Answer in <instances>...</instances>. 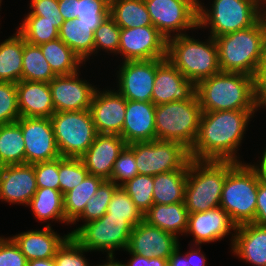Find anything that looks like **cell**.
Wrapping results in <instances>:
<instances>
[{
  "instance_id": "cell-10",
  "label": "cell",
  "mask_w": 266,
  "mask_h": 266,
  "mask_svg": "<svg viewBox=\"0 0 266 266\" xmlns=\"http://www.w3.org/2000/svg\"><path fill=\"white\" fill-rule=\"evenodd\" d=\"M133 226L124 217H106L86 222L70 235L88 251H107L113 255L117 249L126 250Z\"/></svg>"
},
{
  "instance_id": "cell-42",
  "label": "cell",
  "mask_w": 266,
  "mask_h": 266,
  "mask_svg": "<svg viewBox=\"0 0 266 266\" xmlns=\"http://www.w3.org/2000/svg\"><path fill=\"white\" fill-rule=\"evenodd\" d=\"M121 28L108 15L103 22L94 30V53L99 50L118 53L120 44Z\"/></svg>"
},
{
  "instance_id": "cell-61",
  "label": "cell",
  "mask_w": 266,
  "mask_h": 266,
  "mask_svg": "<svg viewBox=\"0 0 266 266\" xmlns=\"http://www.w3.org/2000/svg\"><path fill=\"white\" fill-rule=\"evenodd\" d=\"M105 1H106L108 4H110L112 0H105Z\"/></svg>"
},
{
  "instance_id": "cell-15",
  "label": "cell",
  "mask_w": 266,
  "mask_h": 266,
  "mask_svg": "<svg viewBox=\"0 0 266 266\" xmlns=\"http://www.w3.org/2000/svg\"><path fill=\"white\" fill-rule=\"evenodd\" d=\"M117 90L126 100L151 102L156 74V59L123 61Z\"/></svg>"
},
{
  "instance_id": "cell-17",
  "label": "cell",
  "mask_w": 266,
  "mask_h": 266,
  "mask_svg": "<svg viewBox=\"0 0 266 266\" xmlns=\"http://www.w3.org/2000/svg\"><path fill=\"white\" fill-rule=\"evenodd\" d=\"M195 92L196 85L167 58L156 59V74L151 98L154 105L188 100Z\"/></svg>"
},
{
  "instance_id": "cell-3",
  "label": "cell",
  "mask_w": 266,
  "mask_h": 266,
  "mask_svg": "<svg viewBox=\"0 0 266 266\" xmlns=\"http://www.w3.org/2000/svg\"><path fill=\"white\" fill-rule=\"evenodd\" d=\"M222 72L255 76L266 39V14L253 26L214 38Z\"/></svg>"
},
{
  "instance_id": "cell-28",
  "label": "cell",
  "mask_w": 266,
  "mask_h": 266,
  "mask_svg": "<svg viewBox=\"0 0 266 266\" xmlns=\"http://www.w3.org/2000/svg\"><path fill=\"white\" fill-rule=\"evenodd\" d=\"M187 176L188 162L181 169L154 175V204L168 205L177 202H184Z\"/></svg>"
},
{
  "instance_id": "cell-25",
  "label": "cell",
  "mask_w": 266,
  "mask_h": 266,
  "mask_svg": "<svg viewBox=\"0 0 266 266\" xmlns=\"http://www.w3.org/2000/svg\"><path fill=\"white\" fill-rule=\"evenodd\" d=\"M47 224L42 230H31L16 234L11 238L18 245L28 261L53 258L57 250L71 236L70 233L60 236Z\"/></svg>"
},
{
  "instance_id": "cell-31",
  "label": "cell",
  "mask_w": 266,
  "mask_h": 266,
  "mask_svg": "<svg viewBox=\"0 0 266 266\" xmlns=\"http://www.w3.org/2000/svg\"><path fill=\"white\" fill-rule=\"evenodd\" d=\"M44 58L56 76L79 72L82 59L60 38L39 45Z\"/></svg>"
},
{
  "instance_id": "cell-8",
  "label": "cell",
  "mask_w": 266,
  "mask_h": 266,
  "mask_svg": "<svg viewBox=\"0 0 266 266\" xmlns=\"http://www.w3.org/2000/svg\"><path fill=\"white\" fill-rule=\"evenodd\" d=\"M201 115L196 93L188 100L156 105V140L178 142L190 151L198 136Z\"/></svg>"
},
{
  "instance_id": "cell-4",
  "label": "cell",
  "mask_w": 266,
  "mask_h": 266,
  "mask_svg": "<svg viewBox=\"0 0 266 266\" xmlns=\"http://www.w3.org/2000/svg\"><path fill=\"white\" fill-rule=\"evenodd\" d=\"M234 161H188L184 203L189 214L220 207L221 192Z\"/></svg>"
},
{
  "instance_id": "cell-2",
  "label": "cell",
  "mask_w": 266,
  "mask_h": 266,
  "mask_svg": "<svg viewBox=\"0 0 266 266\" xmlns=\"http://www.w3.org/2000/svg\"><path fill=\"white\" fill-rule=\"evenodd\" d=\"M202 112L257 110L254 77L243 73L219 72L196 84Z\"/></svg>"
},
{
  "instance_id": "cell-24",
  "label": "cell",
  "mask_w": 266,
  "mask_h": 266,
  "mask_svg": "<svg viewBox=\"0 0 266 266\" xmlns=\"http://www.w3.org/2000/svg\"><path fill=\"white\" fill-rule=\"evenodd\" d=\"M234 232L233 254L253 266H266V226L248 223L236 226Z\"/></svg>"
},
{
  "instance_id": "cell-5",
  "label": "cell",
  "mask_w": 266,
  "mask_h": 266,
  "mask_svg": "<svg viewBox=\"0 0 266 266\" xmlns=\"http://www.w3.org/2000/svg\"><path fill=\"white\" fill-rule=\"evenodd\" d=\"M166 58L195 85L221 72L218 47L212 36L206 42L188 34L173 36L167 39Z\"/></svg>"
},
{
  "instance_id": "cell-26",
  "label": "cell",
  "mask_w": 266,
  "mask_h": 266,
  "mask_svg": "<svg viewBox=\"0 0 266 266\" xmlns=\"http://www.w3.org/2000/svg\"><path fill=\"white\" fill-rule=\"evenodd\" d=\"M16 90L20 117L50 118L55 113L49 83L21 80Z\"/></svg>"
},
{
  "instance_id": "cell-6",
  "label": "cell",
  "mask_w": 266,
  "mask_h": 266,
  "mask_svg": "<svg viewBox=\"0 0 266 266\" xmlns=\"http://www.w3.org/2000/svg\"><path fill=\"white\" fill-rule=\"evenodd\" d=\"M258 184L259 172L254 164L237 162L228 171L220 207L236 226L254 222Z\"/></svg>"
},
{
  "instance_id": "cell-27",
  "label": "cell",
  "mask_w": 266,
  "mask_h": 266,
  "mask_svg": "<svg viewBox=\"0 0 266 266\" xmlns=\"http://www.w3.org/2000/svg\"><path fill=\"white\" fill-rule=\"evenodd\" d=\"M189 212L184 202L174 204H153L144 214V221L149 225L158 227L176 237L187 231Z\"/></svg>"
},
{
  "instance_id": "cell-29",
  "label": "cell",
  "mask_w": 266,
  "mask_h": 266,
  "mask_svg": "<svg viewBox=\"0 0 266 266\" xmlns=\"http://www.w3.org/2000/svg\"><path fill=\"white\" fill-rule=\"evenodd\" d=\"M99 25H85L76 20H64L59 38L71 48L83 62L94 53V30Z\"/></svg>"
},
{
  "instance_id": "cell-35",
  "label": "cell",
  "mask_w": 266,
  "mask_h": 266,
  "mask_svg": "<svg viewBox=\"0 0 266 266\" xmlns=\"http://www.w3.org/2000/svg\"><path fill=\"white\" fill-rule=\"evenodd\" d=\"M0 163L25 164V145L21 127L15 122L0 125Z\"/></svg>"
},
{
  "instance_id": "cell-14",
  "label": "cell",
  "mask_w": 266,
  "mask_h": 266,
  "mask_svg": "<svg viewBox=\"0 0 266 266\" xmlns=\"http://www.w3.org/2000/svg\"><path fill=\"white\" fill-rule=\"evenodd\" d=\"M16 123L23 134L25 163L35 164L60 157L50 118L20 117Z\"/></svg>"
},
{
  "instance_id": "cell-18",
  "label": "cell",
  "mask_w": 266,
  "mask_h": 266,
  "mask_svg": "<svg viewBox=\"0 0 266 266\" xmlns=\"http://www.w3.org/2000/svg\"><path fill=\"white\" fill-rule=\"evenodd\" d=\"M89 110L97 133L121 135L126 99L117 90L96 89Z\"/></svg>"
},
{
  "instance_id": "cell-20",
  "label": "cell",
  "mask_w": 266,
  "mask_h": 266,
  "mask_svg": "<svg viewBox=\"0 0 266 266\" xmlns=\"http://www.w3.org/2000/svg\"><path fill=\"white\" fill-rule=\"evenodd\" d=\"M127 145L119 135L97 133L94 142L80 159L89 174L110 180L115 160Z\"/></svg>"
},
{
  "instance_id": "cell-46",
  "label": "cell",
  "mask_w": 266,
  "mask_h": 266,
  "mask_svg": "<svg viewBox=\"0 0 266 266\" xmlns=\"http://www.w3.org/2000/svg\"><path fill=\"white\" fill-rule=\"evenodd\" d=\"M84 252L89 251L70 236L57 250L53 259L56 266H91L86 261Z\"/></svg>"
},
{
  "instance_id": "cell-56",
  "label": "cell",
  "mask_w": 266,
  "mask_h": 266,
  "mask_svg": "<svg viewBox=\"0 0 266 266\" xmlns=\"http://www.w3.org/2000/svg\"><path fill=\"white\" fill-rule=\"evenodd\" d=\"M27 266H56V264L53 258H48L28 261Z\"/></svg>"
},
{
  "instance_id": "cell-47",
  "label": "cell",
  "mask_w": 266,
  "mask_h": 266,
  "mask_svg": "<svg viewBox=\"0 0 266 266\" xmlns=\"http://www.w3.org/2000/svg\"><path fill=\"white\" fill-rule=\"evenodd\" d=\"M37 188L60 190L59 158L34 164Z\"/></svg>"
},
{
  "instance_id": "cell-1",
  "label": "cell",
  "mask_w": 266,
  "mask_h": 266,
  "mask_svg": "<svg viewBox=\"0 0 266 266\" xmlns=\"http://www.w3.org/2000/svg\"><path fill=\"white\" fill-rule=\"evenodd\" d=\"M257 110L202 112L199 132L189 151L190 159L234 161L249 120Z\"/></svg>"
},
{
  "instance_id": "cell-12",
  "label": "cell",
  "mask_w": 266,
  "mask_h": 266,
  "mask_svg": "<svg viewBox=\"0 0 266 266\" xmlns=\"http://www.w3.org/2000/svg\"><path fill=\"white\" fill-rule=\"evenodd\" d=\"M199 0H144L152 24L167 39L198 28ZM179 32V33H178Z\"/></svg>"
},
{
  "instance_id": "cell-43",
  "label": "cell",
  "mask_w": 266,
  "mask_h": 266,
  "mask_svg": "<svg viewBox=\"0 0 266 266\" xmlns=\"http://www.w3.org/2000/svg\"><path fill=\"white\" fill-rule=\"evenodd\" d=\"M109 15V4L105 0H77L76 23L100 25Z\"/></svg>"
},
{
  "instance_id": "cell-60",
  "label": "cell",
  "mask_w": 266,
  "mask_h": 266,
  "mask_svg": "<svg viewBox=\"0 0 266 266\" xmlns=\"http://www.w3.org/2000/svg\"><path fill=\"white\" fill-rule=\"evenodd\" d=\"M2 168H3V165L0 163V175H1Z\"/></svg>"
},
{
  "instance_id": "cell-41",
  "label": "cell",
  "mask_w": 266,
  "mask_h": 266,
  "mask_svg": "<svg viewBox=\"0 0 266 266\" xmlns=\"http://www.w3.org/2000/svg\"><path fill=\"white\" fill-rule=\"evenodd\" d=\"M88 174L80 158L59 157V184L63 195L79 185Z\"/></svg>"
},
{
  "instance_id": "cell-52",
  "label": "cell",
  "mask_w": 266,
  "mask_h": 266,
  "mask_svg": "<svg viewBox=\"0 0 266 266\" xmlns=\"http://www.w3.org/2000/svg\"><path fill=\"white\" fill-rule=\"evenodd\" d=\"M131 255V259L124 266H168L167 259L150 257L147 258L143 255L134 254L127 251Z\"/></svg>"
},
{
  "instance_id": "cell-34",
  "label": "cell",
  "mask_w": 266,
  "mask_h": 266,
  "mask_svg": "<svg viewBox=\"0 0 266 266\" xmlns=\"http://www.w3.org/2000/svg\"><path fill=\"white\" fill-rule=\"evenodd\" d=\"M105 180L88 174L75 188L63 195L66 220L75 224V220L83 213L87 201L96 193Z\"/></svg>"
},
{
  "instance_id": "cell-16",
  "label": "cell",
  "mask_w": 266,
  "mask_h": 266,
  "mask_svg": "<svg viewBox=\"0 0 266 266\" xmlns=\"http://www.w3.org/2000/svg\"><path fill=\"white\" fill-rule=\"evenodd\" d=\"M79 76L78 72L59 75L49 82L55 112L90 109L97 88Z\"/></svg>"
},
{
  "instance_id": "cell-30",
  "label": "cell",
  "mask_w": 266,
  "mask_h": 266,
  "mask_svg": "<svg viewBox=\"0 0 266 266\" xmlns=\"http://www.w3.org/2000/svg\"><path fill=\"white\" fill-rule=\"evenodd\" d=\"M24 38L16 33L0 42V82L18 83L22 80Z\"/></svg>"
},
{
  "instance_id": "cell-39",
  "label": "cell",
  "mask_w": 266,
  "mask_h": 266,
  "mask_svg": "<svg viewBox=\"0 0 266 266\" xmlns=\"http://www.w3.org/2000/svg\"><path fill=\"white\" fill-rule=\"evenodd\" d=\"M118 187L114 182L105 180L96 193L87 201L83 213L75 222L81 219L85 221L83 223H86L101 218L107 212V207Z\"/></svg>"
},
{
  "instance_id": "cell-7",
  "label": "cell",
  "mask_w": 266,
  "mask_h": 266,
  "mask_svg": "<svg viewBox=\"0 0 266 266\" xmlns=\"http://www.w3.org/2000/svg\"><path fill=\"white\" fill-rule=\"evenodd\" d=\"M212 3L210 11L198 1V28L210 25L213 38L247 29L266 14L264 0H213Z\"/></svg>"
},
{
  "instance_id": "cell-44",
  "label": "cell",
  "mask_w": 266,
  "mask_h": 266,
  "mask_svg": "<svg viewBox=\"0 0 266 266\" xmlns=\"http://www.w3.org/2000/svg\"><path fill=\"white\" fill-rule=\"evenodd\" d=\"M20 118L16 83L0 82V125L15 123Z\"/></svg>"
},
{
  "instance_id": "cell-55",
  "label": "cell",
  "mask_w": 266,
  "mask_h": 266,
  "mask_svg": "<svg viewBox=\"0 0 266 266\" xmlns=\"http://www.w3.org/2000/svg\"><path fill=\"white\" fill-rule=\"evenodd\" d=\"M180 245L173 251L171 256L167 259L168 266H190V259L180 254Z\"/></svg>"
},
{
  "instance_id": "cell-45",
  "label": "cell",
  "mask_w": 266,
  "mask_h": 266,
  "mask_svg": "<svg viewBox=\"0 0 266 266\" xmlns=\"http://www.w3.org/2000/svg\"><path fill=\"white\" fill-rule=\"evenodd\" d=\"M137 174L139 173L134 157V150L127 145L115 160L112 176L109 181L114 182L117 186H122Z\"/></svg>"
},
{
  "instance_id": "cell-32",
  "label": "cell",
  "mask_w": 266,
  "mask_h": 266,
  "mask_svg": "<svg viewBox=\"0 0 266 266\" xmlns=\"http://www.w3.org/2000/svg\"><path fill=\"white\" fill-rule=\"evenodd\" d=\"M109 16L120 28L153 25L144 0H112Z\"/></svg>"
},
{
  "instance_id": "cell-22",
  "label": "cell",
  "mask_w": 266,
  "mask_h": 266,
  "mask_svg": "<svg viewBox=\"0 0 266 266\" xmlns=\"http://www.w3.org/2000/svg\"><path fill=\"white\" fill-rule=\"evenodd\" d=\"M236 230V225L229 215L221 208L216 207L204 212L189 214L186 235L192 234L194 245L219 241Z\"/></svg>"
},
{
  "instance_id": "cell-23",
  "label": "cell",
  "mask_w": 266,
  "mask_h": 266,
  "mask_svg": "<svg viewBox=\"0 0 266 266\" xmlns=\"http://www.w3.org/2000/svg\"><path fill=\"white\" fill-rule=\"evenodd\" d=\"M155 109L152 102L126 100L121 137L127 144L156 140Z\"/></svg>"
},
{
  "instance_id": "cell-59",
  "label": "cell",
  "mask_w": 266,
  "mask_h": 266,
  "mask_svg": "<svg viewBox=\"0 0 266 266\" xmlns=\"http://www.w3.org/2000/svg\"><path fill=\"white\" fill-rule=\"evenodd\" d=\"M114 256H115L114 254L113 255L110 254L107 256L108 262H106L103 265H94V266H124V264L120 263L119 261H115Z\"/></svg>"
},
{
  "instance_id": "cell-50",
  "label": "cell",
  "mask_w": 266,
  "mask_h": 266,
  "mask_svg": "<svg viewBox=\"0 0 266 266\" xmlns=\"http://www.w3.org/2000/svg\"><path fill=\"white\" fill-rule=\"evenodd\" d=\"M256 202L257 206L253 223L266 226V181L261 179L260 174Z\"/></svg>"
},
{
  "instance_id": "cell-49",
  "label": "cell",
  "mask_w": 266,
  "mask_h": 266,
  "mask_svg": "<svg viewBox=\"0 0 266 266\" xmlns=\"http://www.w3.org/2000/svg\"><path fill=\"white\" fill-rule=\"evenodd\" d=\"M31 12L27 16H42L49 22H64L60 14L58 0H30Z\"/></svg>"
},
{
  "instance_id": "cell-11",
  "label": "cell",
  "mask_w": 266,
  "mask_h": 266,
  "mask_svg": "<svg viewBox=\"0 0 266 266\" xmlns=\"http://www.w3.org/2000/svg\"><path fill=\"white\" fill-rule=\"evenodd\" d=\"M134 150L138 173L154 176L181 169L189 160V150L181 143L153 140L128 144Z\"/></svg>"
},
{
  "instance_id": "cell-21",
  "label": "cell",
  "mask_w": 266,
  "mask_h": 266,
  "mask_svg": "<svg viewBox=\"0 0 266 266\" xmlns=\"http://www.w3.org/2000/svg\"><path fill=\"white\" fill-rule=\"evenodd\" d=\"M37 189L34 164L3 166L0 175V200L28 205Z\"/></svg>"
},
{
  "instance_id": "cell-54",
  "label": "cell",
  "mask_w": 266,
  "mask_h": 266,
  "mask_svg": "<svg viewBox=\"0 0 266 266\" xmlns=\"http://www.w3.org/2000/svg\"><path fill=\"white\" fill-rule=\"evenodd\" d=\"M190 249L191 251L186 253V258L190 259V266H206V257L202 254L201 247Z\"/></svg>"
},
{
  "instance_id": "cell-9",
  "label": "cell",
  "mask_w": 266,
  "mask_h": 266,
  "mask_svg": "<svg viewBox=\"0 0 266 266\" xmlns=\"http://www.w3.org/2000/svg\"><path fill=\"white\" fill-rule=\"evenodd\" d=\"M50 120L60 156L80 158L94 142L90 110L55 112Z\"/></svg>"
},
{
  "instance_id": "cell-13",
  "label": "cell",
  "mask_w": 266,
  "mask_h": 266,
  "mask_svg": "<svg viewBox=\"0 0 266 266\" xmlns=\"http://www.w3.org/2000/svg\"><path fill=\"white\" fill-rule=\"evenodd\" d=\"M117 54L124 61L166 59L167 38L153 25L121 28Z\"/></svg>"
},
{
  "instance_id": "cell-53",
  "label": "cell",
  "mask_w": 266,
  "mask_h": 266,
  "mask_svg": "<svg viewBox=\"0 0 266 266\" xmlns=\"http://www.w3.org/2000/svg\"><path fill=\"white\" fill-rule=\"evenodd\" d=\"M59 11L64 20H74L77 0H58Z\"/></svg>"
},
{
  "instance_id": "cell-19",
  "label": "cell",
  "mask_w": 266,
  "mask_h": 266,
  "mask_svg": "<svg viewBox=\"0 0 266 266\" xmlns=\"http://www.w3.org/2000/svg\"><path fill=\"white\" fill-rule=\"evenodd\" d=\"M178 244V237L158 227L151 226L143 220L133 227L125 251L147 258L168 259Z\"/></svg>"
},
{
  "instance_id": "cell-48",
  "label": "cell",
  "mask_w": 266,
  "mask_h": 266,
  "mask_svg": "<svg viewBox=\"0 0 266 266\" xmlns=\"http://www.w3.org/2000/svg\"><path fill=\"white\" fill-rule=\"evenodd\" d=\"M28 260L11 237L0 236V266H27Z\"/></svg>"
},
{
  "instance_id": "cell-40",
  "label": "cell",
  "mask_w": 266,
  "mask_h": 266,
  "mask_svg": "<svg viewBox=\"0 0 266 266\" xmlns=\"http://www.w3.org/2000/svg\"><path fill=\"white\" fill-rule=\"evenodd\" d=\"M105 215L106 217H124L133 227L144 220L142 212L121 186L115 190Z\"/></svg>"
},
{
  "instance_id": "cell-51",
  "label": "cell",
  "mask_w": 266,
  "mask_h": 266,
  "mask_svg": "<svg viewBox=\"0 0 266 266\" xmlns=\"http://www.w3.org/2000/svg\"><path fill=\"white\" fill-rule=\"evenodd\" d=\"M254 100L256 109L266 108V71H256L254 76Z\"/></svg>"
},
{
  "instance_id": "cell-58",
  "label": "cell",
  "mask_w": 266,
  "mask_h": 266,
  "mask_svg": "<svg viewBox=\"0 0 266 266\" xmlns=\"http://www.w3.org/2000/svg\"><path fill=\"white\" fill-rule=\"evenodd\" d=\"M257 71H266V39L262 49V57Z\"/></svg>"
},
{
  "instance_id": "cell-37",
  "label": "cell",
  "mask_w": 266,
  "mask_h": 266,
  "mask_svg": "<svg viewBox=\"0 0 266 266\" xmlns=\"http://www.w3.org/2000/svg\"><path fill=\"white\" fill-rule=\"evenodd\" d=\"M63 22L42 20V16H26L17 32L32 45H40L59 38Z\"/></svg>"
},
{
  "instance_id": "cell-33",
  "label": "cell",
  "mask_w": 266,
  "mask_h": 266,
  "mask_svg": "<svg viewBox=\"0 0 266 266\" xmlns=\"http://www.w3.org/2000/svg\"><path fill=\"white\" fill-rule=\"evenodd\" d=\"M27 206L39 221L55 220L70 224L64 213L63 194L60 190L38 188Z\"/></svg>"
},
{
  "instance_id": "cell-38",
  "label": "cell",
  "mask_w": 266,
  "mask_h": 266,
  "mask_svg": "<svg viewBox=\"0 0 266 266\" xmlns=\"http://www.w3.org/2000/svg\"><path fill=\"white\" fill-rule=\"evenodd\" d=\"M144 215L154 204L153 176L137 174L121 186Z\"/></svg>"
},
{
  "instance_id": "cell-57",
  "label": "cell",
  "mask_w": 266,
  "mask_h": 266,
  "mask_svg": "<svg viewBox=\"0 0 266 266\" xmlns=\"http://www.w3.org/2000/svg\"><path fill=\"white\" fill-rule=\"evenodd\" d=\"M254 166L257 168L261 179L266 181V148L263 151L262 158H261L259 165L257 163V165H254Z\"/></svg>"
},
{
  "instance_id": "cell-36",
  "label": "cell",
  "mask_w": 266,
  "mask_h": 266,
  "mask_svg": "<svg viewBox=\"0 0 266 266\" xmlns=\"http://www.w3.org/2000/svg\"><path fill=\"white\" fill-rule=\"evenodd\" d=\"M56 75L44 58L39 45L24 40L22 59V80L49 83Z\"/></svg>"
}]
</instances>
